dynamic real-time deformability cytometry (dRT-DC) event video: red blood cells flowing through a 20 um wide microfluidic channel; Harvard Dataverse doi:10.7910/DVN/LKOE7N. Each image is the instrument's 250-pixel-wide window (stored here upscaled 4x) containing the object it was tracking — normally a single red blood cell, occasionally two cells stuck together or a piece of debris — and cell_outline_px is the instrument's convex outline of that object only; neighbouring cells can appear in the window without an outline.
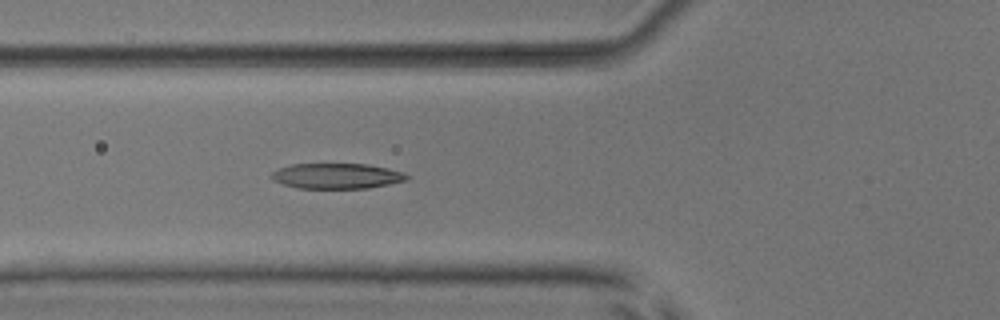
{"species": "common noctule bat (a hibernating species)", "species_latin": "Nyctalus noctula", "temperature_condition": "room temperature", "stored_images_in_passage": 6, "camera_frame_rate_fps": 3000, "um_per_image_px": 0.085, "animal": {"sex": "male", "body_mass_g": 17.9, "forearm_length_mm": 54.2}, "frame": {"image": 1, "passage_image": 6, "time_ms": 5.667, "image_size_px": [1000, 320], "cell_outline_px": [[408, 180], [368, 188], [296, 188], [272, 180], [272, 172], [280, 168], [292, 164], [368, 164], [388, 168], [404, 172], [408, 176]], "centroid_in_image_um": [28.64, 14.96], "position_along_channel_um": 97.2, "area_um2": 19.94}}